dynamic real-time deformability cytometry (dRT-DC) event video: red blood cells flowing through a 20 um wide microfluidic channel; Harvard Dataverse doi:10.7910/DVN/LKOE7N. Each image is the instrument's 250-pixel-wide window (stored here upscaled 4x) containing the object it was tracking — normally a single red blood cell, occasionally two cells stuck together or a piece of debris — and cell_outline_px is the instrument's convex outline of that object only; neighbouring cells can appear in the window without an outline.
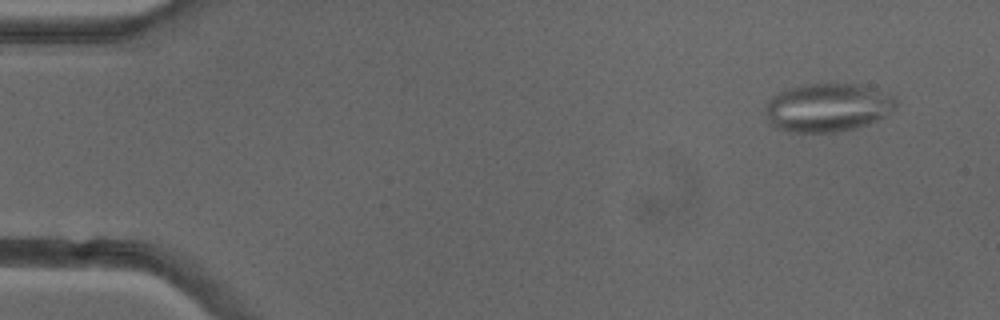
{"species": "common noctule bat (a hibernating species)", "species_latin": "Nyctalus noctula", "temperature_condition": "cold", "stored_images_in_passage": 44, "camera_frame_rate_fps": 3000, "um_per_image_px": 0.085, "animal": {"sex": "female"}, "frame": {"image": 1, "passage_image": 4, "time_ms": 1.0, "image_size_px": [1000, 320], "cell_outline_px": [[900, 100], [896, 108], [884, 116], [868, 124], [856, 128], [836, 132], [788, 132], [776, 128], [768, 120], [764, 108], [768, 100], [772, 96], [788, 88], [804, 84], [860, 84], [896, 96]], "centroid_in_image_um": [70.37, 9.14], "position_along_channel_um": 14.6, "area_um2": 37.17}}
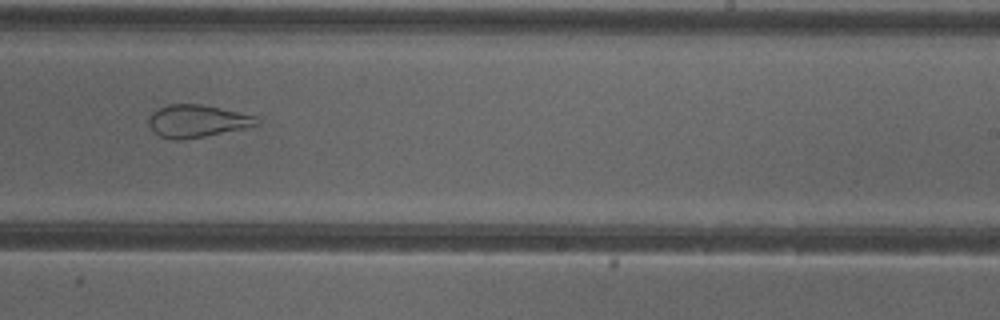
{"frame": {"image": 2, "passage_image": 32, "time_ms": 10.333, "image_size_px": [1000, 320], "cell_outline_px": [[260, 124], [244, 128], [184, 140], [172, 140], [160, 136], [152, 132], [148, 124], [148, 116], [152, 112], [168, 104], [200, 104], [220, 108], [256, 116], [260, 120]], "centroid_in_image_um": [16.71, 10.3], "position_along_channel_um": 272.3, "area_um2": 20.52}}
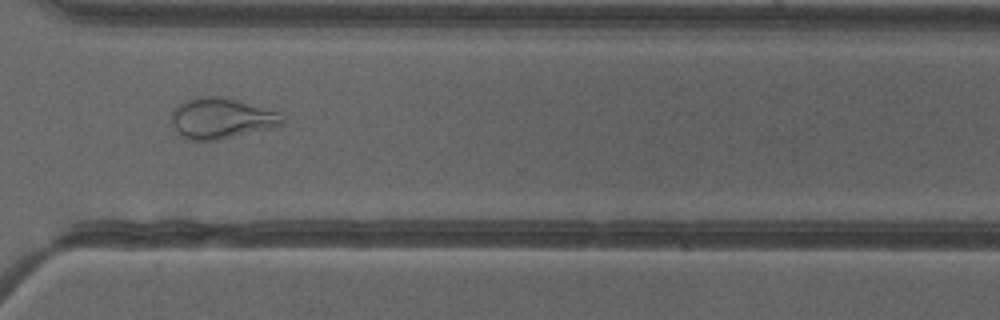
{"frame": {"image": 3, "passage_image": 38, "time_ms": 12.333, "image_size_px": [1000, 320], "cell_outline_px": [[284, 124], [220, 140], [188, 140], [168, 120], [168, 116], [172, 108], [176, 104], [184, 100], [196, 96], [224, 96], [276, 112], [284, 120]], "centroid_in_image_um": [18.7, 10.03], "position_along_channel_um": 351.9, "area_um2": 26.3}, "authors_computed_cell_mechanics": {"area_um2": 28.1486, "velocity_mm_per_s": 3.9835, "shape_relaxation_time_tau1_ms": null, "shape_relaxation_time_tau2_ms": 1.4132, "deformation_change_tau1": null, "deformation_change_tau2": 0.0981}}